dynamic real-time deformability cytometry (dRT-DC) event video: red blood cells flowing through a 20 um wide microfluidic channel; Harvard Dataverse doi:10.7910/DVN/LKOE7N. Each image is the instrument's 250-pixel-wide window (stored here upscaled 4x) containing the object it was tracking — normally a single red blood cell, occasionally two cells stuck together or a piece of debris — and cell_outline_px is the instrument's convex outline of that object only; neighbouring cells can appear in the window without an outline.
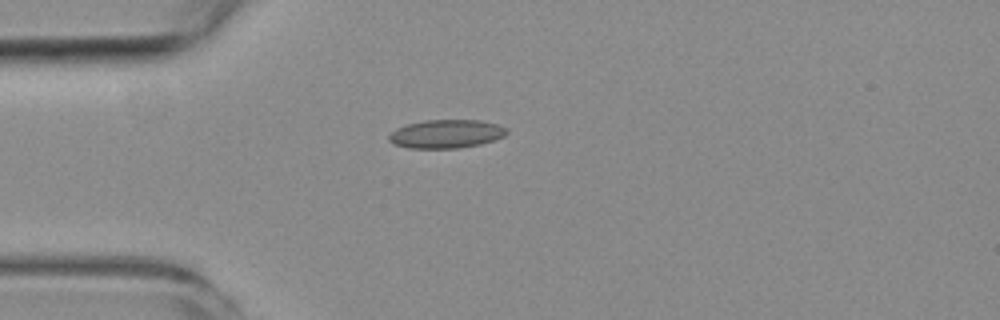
{"species": "common noctule bat (a hibernating species)", "species_latin": "Nyctalus noctula", "temperature_condition": "room temperature", "stored_images_in_passage": 1, "camera_frame_rate_fps": 3000, "um_per_image_px": 0.085, "animal": {"sex": "female", "body_mass_g": 19.3, "forearm_length_mm": 54.1}, "frame": {"image": 1, "passage_image": 1, "time_ms": 0.0, "image_size_px": [1000, 320], "cell_outline_px": [[508, 132], [504, 136], [480, 144], [460, 148], [408, 148], [392, 144], [388, 140], [388, 136], [396, 128], [408, 124], [424, 120], [480, 120], [496, 124], [508, 128]], "centroid_in_image_um": [37.91, 11.38], "position_along_channel_um": 47.1, "area_um2": 19.59}}